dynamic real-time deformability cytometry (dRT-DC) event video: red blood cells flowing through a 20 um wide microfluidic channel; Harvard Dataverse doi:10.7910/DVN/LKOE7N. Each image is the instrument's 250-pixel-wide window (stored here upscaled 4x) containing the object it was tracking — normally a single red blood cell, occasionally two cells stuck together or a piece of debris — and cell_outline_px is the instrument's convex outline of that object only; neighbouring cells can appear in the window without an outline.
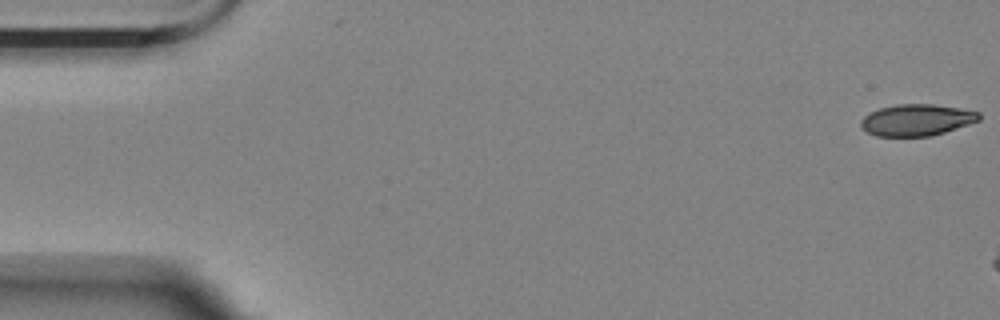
{"species": "Egyptian fruit bat (a non-hibernating species)", "species_latin": "Rousettus aegyptiacus", "temperature_condition": "room temperature", "stored_images_in_passage": 8, "camera_frame_rate_fps": 3000, "um_per_image_px": 0.085, "animal": {"sex": "female"}, "frame": {"image": 1, "passage_image": 1, "time_ms": 0.0, "image_size_px": [1000, 320], "cell_outline_px": [[980, 120], [932, 136], [876, 136], [868, 132], [860, 124], [860, 120], [864, 116], [880, 108], [896, 104], [932, 104], [980, 112]], "centroid_in_image_um": [77.91, 10.2], "position_along_channel_um": 7.1, "area_um2": 21.44}}